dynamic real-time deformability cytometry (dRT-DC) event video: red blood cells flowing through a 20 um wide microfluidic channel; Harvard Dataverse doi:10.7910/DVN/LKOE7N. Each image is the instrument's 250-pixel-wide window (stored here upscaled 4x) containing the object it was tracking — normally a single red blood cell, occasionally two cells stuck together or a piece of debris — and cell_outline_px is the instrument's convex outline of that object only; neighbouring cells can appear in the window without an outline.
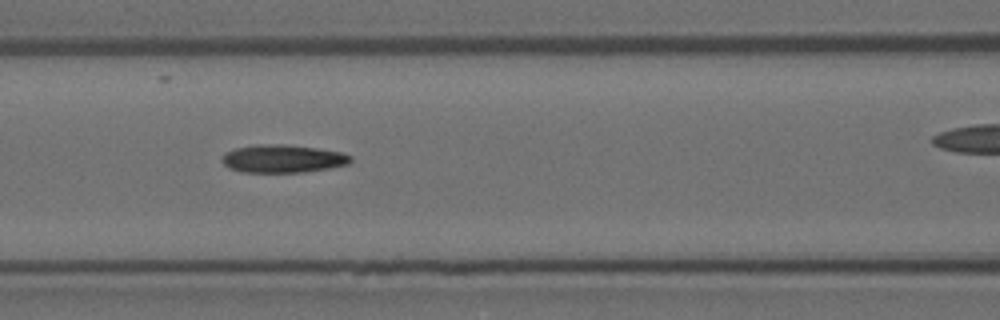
{"species": "Egyptian fruit bat (a non-hibernating species)", "species_latin": "Rousettus aegyptiacus", "temperature_condition": "room temperature", "stored_images_in_passage": 8, "camera_frame_rate_fps": 3000, "um_per_image_px": 0.085, "animal": {"sex": "female"}, "frame": {"image": 1, "passage_image": 4, "time_ms": 1.0, "image_size_px": [1000, 320], "cell_outline_px": [[352, 160], [348, 164], [328, 168], [304, 172], [240, 172], [228, 168], [220, 160], [224, 152], [236, 148], [256, 144], [284, 144], [316, 148], [340, 152], [352, 156]], "centroid_in_image_um": [23.99, 13.49], "position_along_channel_um": 142.6, "area_um2": 21.04}}
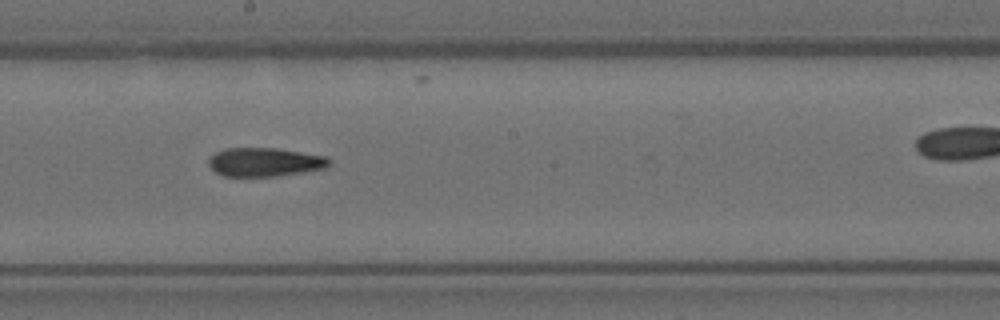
{"frame": {"image": 2, "passage_image": 6, "time_ms": 1.667, "image_size_px": [1000, 320], "cell_outline_px": [[332, 160], [324, 168], [304, 172], [276, 176], [224, 176], [216, 172], [208, 164], [208, 160], [216, 152], [224, 148], [276, 148], [328, 156]], "centroid_in_image_um": [22.52, 13.77], "position_along_channel_um": 225.7, "area_um2": 20.17}}
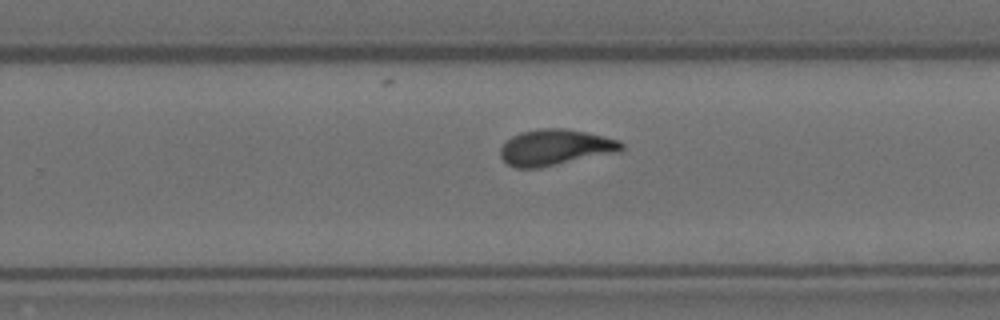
{"frame": {"image": 3, "passage_image": 8, "time_ms": 2.333, "image_size_px": [1000, 320], "cell_outline_px": [[624, 148], [620, 152], [540, 168], [516, 168], [508, 164], [500, 156], [500, 148], [512, 136], [520, 132], [536, 128], [564, 128], [604, 136], [620, 140], [624, 144]], "centroid_in_image_um": [47.22, 12.53], "position_along_channel_um": 282.6, "area_um2": 25.61}}